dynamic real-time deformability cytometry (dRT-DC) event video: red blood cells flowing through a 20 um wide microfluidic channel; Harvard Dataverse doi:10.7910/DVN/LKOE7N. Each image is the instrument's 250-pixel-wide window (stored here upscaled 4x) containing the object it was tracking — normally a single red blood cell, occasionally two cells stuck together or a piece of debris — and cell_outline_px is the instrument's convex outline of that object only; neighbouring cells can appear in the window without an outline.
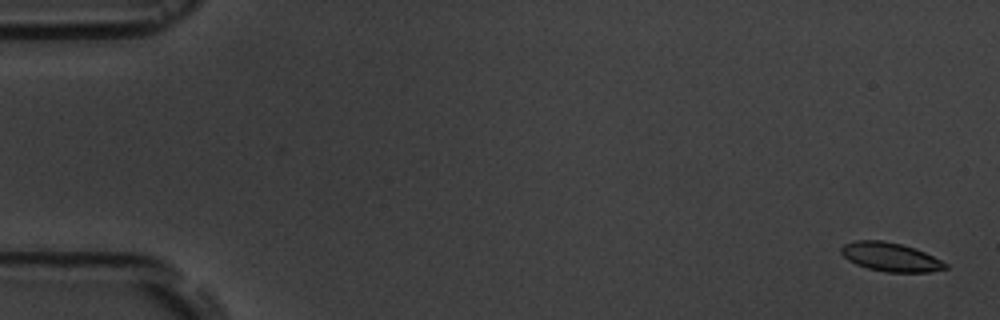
{"species": "common noctule bat (a hibernating species)", "species_latin": "Nyctalus noctula", "temperature_condition": "room temperature", "stored_images_in_passage": 8, "camera_frame_rate_fps": 3000, "um_per_image_px": 0.085, "animal": {"sex": "male", "body_mass_g": 19.5, "forearm_length_mm": 54.6}, "frame": {"image": 1, "passage_image": 1, "time_ms": 0.0, "image_size_px": [1000, 320], "cell_outline_px": [[948, 268], [932, 272], [884, 272], [868, 268], [856, 264], [848, 260], [840, 252], [840, 248], [844, 244], [856, 240], [884, 240], [916, 248], [948, 264]], "centroid_in_image_um": [75.69, 21.84], "position_along_channel_um": 9.3, "area_um2": 17.51}}
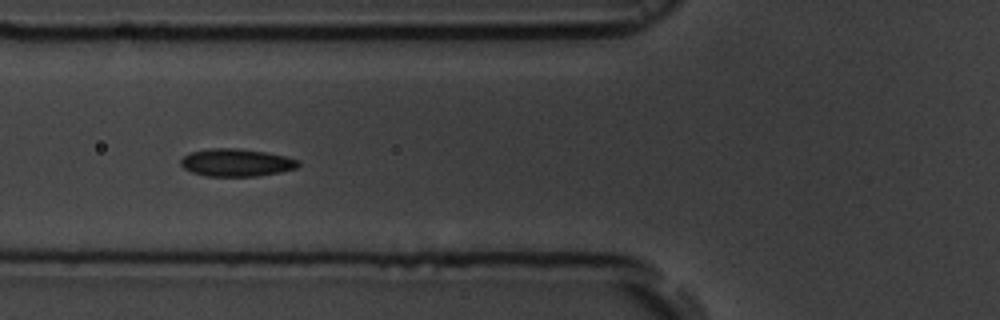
{"frame": {"image": 2, "passage_image": 6, "time_ms": 6.667, "image_size_px": [1000, 320], "cell_outline_px": [[300, 164], [296, 168], [280, 172], [256, 176], [204, 176], [192, 172], [184, 168], [180, 164], [180, 160], [184, 156], [192, 152], [208, 148], [236, 148], [268, 152], [288, 156], [300, 160]], "centroid_in_image_um": [20.12, 13.81], "position_along_channel_um": 105.7, "area_um2": 19.07}}
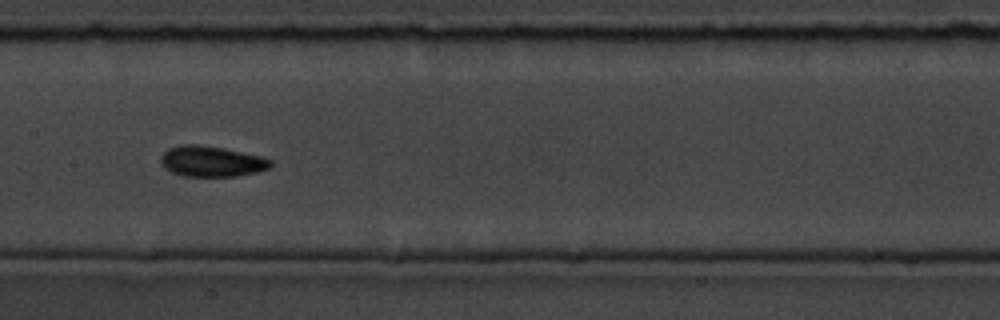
{"frame": {"image": 3, "passage_image": 8, "time_ms": 9.0, "image_size_px": [1000, 320], "cell_outline_px": [[272, 168], [256, 172], [236, 176], [184, 176], [172, 172], [164, 168], [160, 160], [160, 156], [168, 148], [180, 144], [200, 144], [224, 148], [260, 156], [272, 160]], "centroid_in_image_um": [17.97, 13.71], "position_along_channel_um": 189.4, "area_um2": 19.77}}